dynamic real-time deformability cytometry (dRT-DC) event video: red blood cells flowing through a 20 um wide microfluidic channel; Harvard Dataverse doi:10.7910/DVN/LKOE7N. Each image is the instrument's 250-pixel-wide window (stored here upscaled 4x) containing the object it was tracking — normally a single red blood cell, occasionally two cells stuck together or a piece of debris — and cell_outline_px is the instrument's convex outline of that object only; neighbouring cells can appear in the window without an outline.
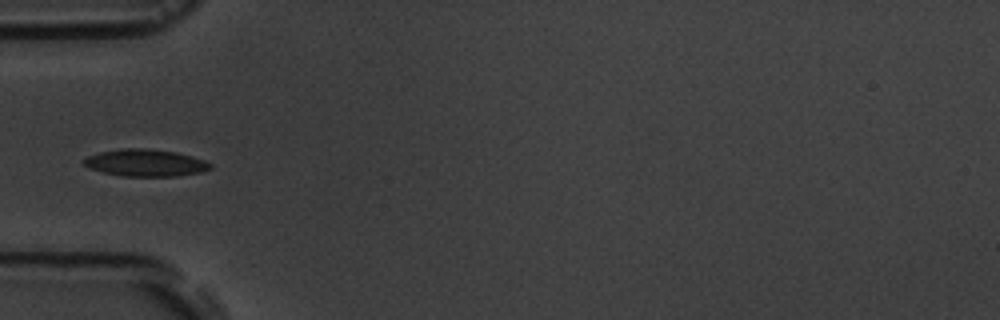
{"species": "common noctule bat (a hibernating species)", "species_latin": "Nyctalus noctula", "temperature_condition": "room temperature", "stored_images_in_passage": 6, "camera_frame_rate_fps": 3000, "um_per_image_px": 0.085, "animal": {"sex": "male", "body_mass_g": 19.5, "forearm_length_mm": 54.6}, "frame": {"image": 1, "passage_image": 6, "time_ms": 5.667, "image_size_px": [1000, 320], "cell_outline_px": [[212, 168], [200, 172], [176, 176], [120, 176], [88, 168], [80, 160], [88, 156], [100, 152], [120, 148], [148, 148], [176, 152], [192, 156], [204, 160], [212, 164]], "centroid_in_image_um": [12.34, 13.83], "position_along_channel_um": 72.7, "area_um2": 20.06}}